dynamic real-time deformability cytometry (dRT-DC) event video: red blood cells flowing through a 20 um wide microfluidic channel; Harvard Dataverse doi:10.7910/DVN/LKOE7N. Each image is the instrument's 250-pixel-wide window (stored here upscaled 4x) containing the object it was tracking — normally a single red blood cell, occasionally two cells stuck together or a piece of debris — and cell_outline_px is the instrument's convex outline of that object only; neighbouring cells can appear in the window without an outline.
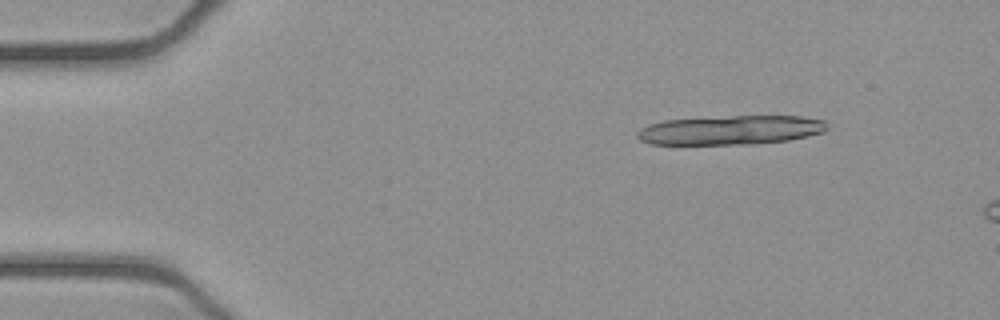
{"species": "common noctule bat (a hibernating species)", "species_latin": "Nyctalus noctula", "temperature_condition": "cold", "stored_images_in_passage": 6, "camera_frame_rate_fps": 3000, "um_per_image_px": 0.085, "animal": {"sex": "female", "body_mass_g": 21.9}, "frame": {"image": 1, "passage_image": 1, "time_ms": 0.0, "image_size_px": [1000, 320], "cell_outline_px": [[828, 128], [824, 132], [808, 136], [788, 140], [752, 144], [652, 144], [640, 140], [636, 136], [636, 132], [640, 128], [648, 124], [664, 120], [732, 116], [804, 116], [824, 120]], "centroid_in_image_um": [62.1, 11.05], "position_along_channel_um": 22.9, "area_um2": 32.37}}